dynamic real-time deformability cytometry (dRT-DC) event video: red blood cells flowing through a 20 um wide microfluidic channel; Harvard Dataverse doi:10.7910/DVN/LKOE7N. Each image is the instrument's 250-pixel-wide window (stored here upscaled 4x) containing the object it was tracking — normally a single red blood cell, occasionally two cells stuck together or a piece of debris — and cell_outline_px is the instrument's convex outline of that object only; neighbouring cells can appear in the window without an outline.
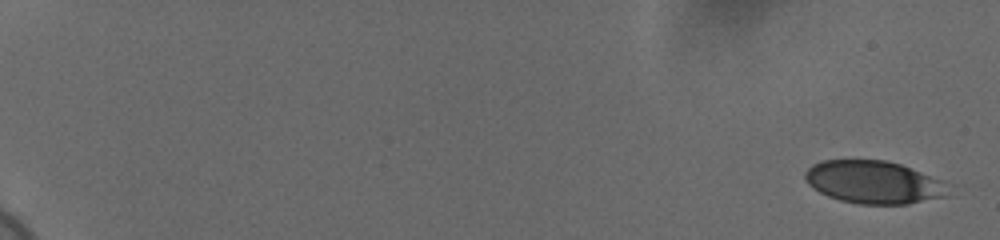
{"species": "human", "species_latin": "Homo sapiens", "temperature_condition": "cold", "stored_images_in_passage": 12, "camera_frame_rate_fps": 3000, "um_per_image_px": 0.085, "donor": {"sex": "female"}, "frame": {"image": 1, "passage_image": 1, "time_ms": 0.0, "image_size_px": [1000, 240], "cell_outline_px": [[956, 184], [948, 196], [908, 204], [860, 204], [840, 200], [828, 196], [820, 192], [808, 184], [804, 176], [804, 172], [812, 164], [824, 160], [884, 160], [900, 164]], "centroid_in_image_um": [74.38, 15.49], "position_along_channel_um": 10.6, "area_um2": 36.36}}
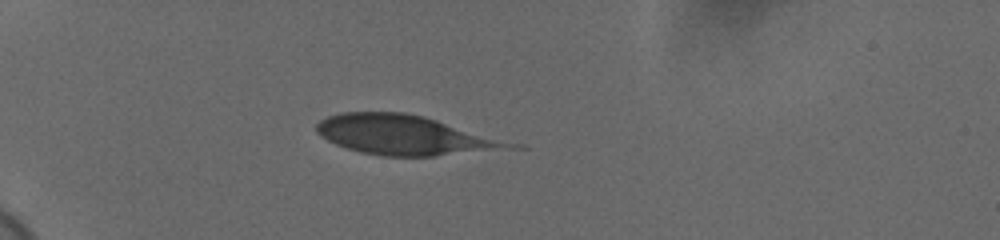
{"frame": {"image": 2, "passage_image": 9, "time_ms": 2.667, "image_size_px": [1000, 240], "cell_outline_px": [[528, 148], [436, 156], [384, 156], [360, 152], [336, 144], [320, 136], [316, 132], [316, 124], [320, 120], [328, 116], [340, 112], [404, 112], [424, 116], [524, 144]], "centroid_in_image_um": [34.56, 11.49], "position_along_channel_um": 50.4, "area_um2": 45.43}}
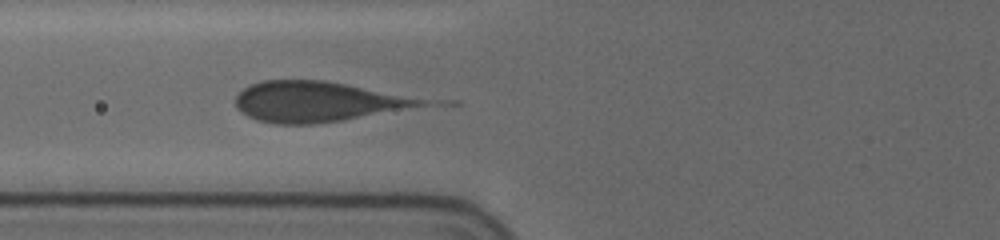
{"frame": {"image": 3, "passage_image": 12, "time_ms": 3.667, "image_size_px": [1000, 240], "cell_outline_px": [[460, 104], [312, 124], [276, 124], [256, 120], [240, 112], [236, 108], [236, 96], [244, 88], [252, 84], [264, 80], [324, 80], [460, 100]], "centroid_in_image_um": [27.74, 8.63], "position_along_channel_um": 98.1, "area_um2": 47.86}}